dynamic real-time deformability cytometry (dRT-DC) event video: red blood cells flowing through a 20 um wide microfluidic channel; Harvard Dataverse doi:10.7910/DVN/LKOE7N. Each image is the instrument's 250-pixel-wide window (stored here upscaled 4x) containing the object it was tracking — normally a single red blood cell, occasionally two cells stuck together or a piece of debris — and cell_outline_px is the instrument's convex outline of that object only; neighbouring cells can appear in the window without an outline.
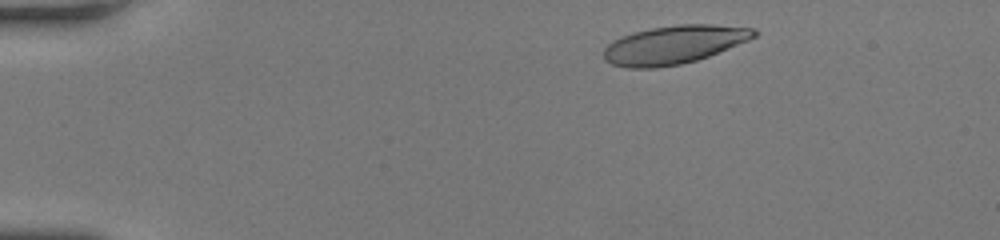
{"species": "human", "species_latin": "Homo sapiens", "temperature_condition": "room temperature", "stored_images_in_passage": 38, "camera_frame_rate_fps": 3000, "um_per_image_px": 0.085, "donor": {"sex": "female"}, "frame": {"image": 1, "passage_image": 1, "time_ms": 0.0, "image_size_px": [1000, 240], "cell_outline_px": [[760, 32], [756, 36], [748, 40], [708, 56], [696, 60], [680, 64], [656, 68], [628, 68], [612, 64], [604, 60], [604, 48], [612, 40], [632, 32], [652, 28], [680, 24], [712, 24], [756, 28]], "centroid_in_image_um": [57.29, 3.79], "position_along_channel_um": 27.7, "area_um2": 33.64}}
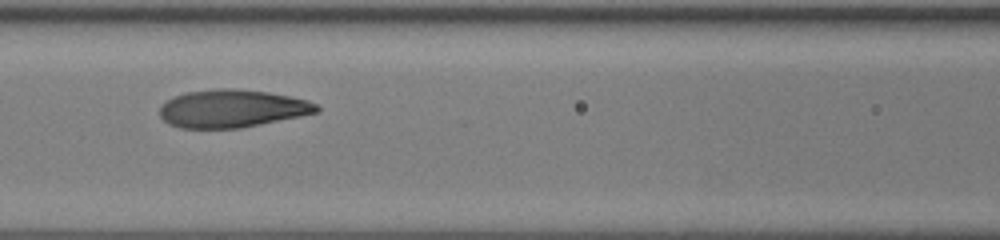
{"frame": {"image": 2, "passage_image": 16, "time_ms": 5.0, "image_size_px": [1000, 240], "cell_outline_px": [[320, 112], [240, 128], [180, 128], [168, 124], [160, 116], [160, 104], [172, 96], [184, 92], [216, 88], [232, 88], [268, 92], [308, 100], [316, 104], [320, 108]], "centroid_in_image_um": [19.68, 9.22], "position_along_channel_um": 146.9, "area_um2": 34.8}}
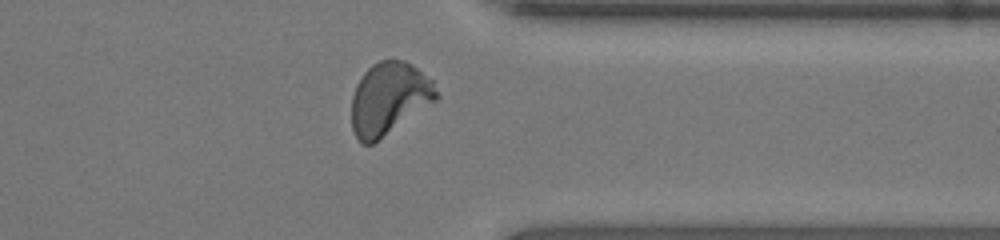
{"frame": {"image": 3, "passage_image": 33, "time_ms": 10.667, "image_size_px": [1000, 240], "cell_outline_px": [[440, 96], [436, 100], [372, 144], [360, 144], [352, 128], [352, 96], [356, 84], [364, 72], [372, 64], [380, 60], [404, 60], [416, 68], [432, 80]], "centroid_in_image_um": [33.05, 8.37], "position_along_channel_um": 378.4, "area_um2": 35.37}, "authors_computed_cell_mechanics": {"area_um2": 34.5066, "velocity_mm_per_s": 4.1233, "shape_relaxation_time_tau1_ms": 4.1751, "shape_relaxation_time_tau2_ms": 0.8317, "deformation_change_tau1": 0.2032, "deformation_change_tau2": 0.07}}